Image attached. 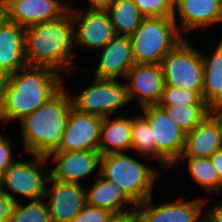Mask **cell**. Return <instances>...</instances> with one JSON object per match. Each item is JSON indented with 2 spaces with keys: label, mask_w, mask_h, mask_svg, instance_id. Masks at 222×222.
Returning a JSON list of instances; mask_svg holds the SVG:
<instances>
[{
  "label": "cell",
  "mask_w": 222,
  "mask_h": 222,
  "mask_svg": "<svg viewBox=\"0 0 222 222\" xmlns=\"http://www.w3.org/2000/svg\"><path fill=\"white\" fill-rule=\"evenodd\" d=\"M32 156L35 160L29 162L15 161L0 176V191L10 195L16 201L18 200L14 196L17 194L29 198L30 201L44 198L50 171L44 175L40 165L45 163L48 158L42 155ZM14 193L16 194L14 195Z\"/></svg>",
  "instance_id": "obj_9"
},
{
  "label": "cell",
  "mask_w": 222,
  "mask_h": 222,
  "mask_svg": "<svg viewBox=\"0 0 222 222\" xmlns=\"http://www.w3.org/2000/svg\"><path fill=\"white\" fill-rule=\"evenodd\" d=\"M98 170L97 181L89 190L85 189L86 204L108 210L113 214L126 212V209L123 210L124 204H132L134 208L137 206L117 183L106 179L100 173V166Z\"/></svg>",
  "instance_id": "obj_21"
},
{
  "label": "cell",
  "mask_w": 222,
  "mask_h": 222,
  "mask_svg": "<svg viewBox=\"0 0 222 222\" xmlns=\"http://www.w3.org/2000/svg\"><path fill=\"white\" fill-rule=\"evenodd\" d=\"M151 199L152 197L135 207L141 222H203L202 210L207 199L178 198L159 206L150 204Z\"/></svg>",
  "instance_id": "obj_13"
},
{
  "label": "cell",
  "mask_w": 222,
  "mask_h": 222,
  "mask_svg": "<svg viewBox=\"0 0 222 222\" xmlns=\"http://www.w3.org/2000/svg\"><path fill=\"white\" fill-rule=\"evenodd\" d=\"M103 118L78 111L73 106L62 140L55 151L98 150Z\"/></svg>",
  "instance_id": "obj_11"
},
{
  "label": "cell",
  "mask_w": 222,
  "mask_h": 222,
  "mask_svg": "<svg viewBox=\"0 0 222 222\" xmlns=\"http://www.w3.org/2000/svg\"><path fill=\"white\" fill-rule=\"evenodd\" d=\"M62 83L61 75L46 66L26 65L0 79V120H22L55 95Z\"/></svg>",
  "instance_id": "obj_1"
},
{
  "label": "cell",
  "mask_w": 222,
  "mask_h": 222,
  "mask_svg": "<svg viewBox=\"0 0 222 222\" xmlns=\"http://www.w3.org/2000/svg\"><path fill=\"white\" fill-rule=\"evenodd\" d=\"M132 140L131 149L136 150L142 156H154V141L148 120L140 115L132 118Z\"/></svg>",
  "instance_id": "obj_27"
},
{
  "label": "cell",
  "mask_w": 222,
  "mask_h": 222,
  "mask_svg": "<svg viewBox=\"0 0 222 222\" xmlns=\"http://www.w3.org/2000/svg\"><path fill=\"white\" fill-rule=\"evenodd\" d=\"M71 100L73 107L78 111L102 118L111 117L118 109L129 103L126 83L97 77L90 86Z\"/></svg>",
  "instance_id": "obj_8"
},
{
  "label": "cell",
  "mask_w": 222,
  "mask_h": 222,
  "mask_svg": "<svg viewBox=\"0 0 222 222\" xmlns=\"http://www.w3.org/2000/svg\"><path fill=\"white\" fill-rule=\"evenodd\" d=\"M189 104H206L202 98V91H191L188 89L165 85L158 106H179Z\"/></svg>",
  "instance_id": "obj_29"
},
{
  "label": "cell",
  "mask_w": 222,
  "mask_h": 222,
  "mask_svg": "<svg viewBox=\"0 0 222 222\" xmlns=\"http://www.w3.org/2000/svg\"><path fill=\"white\" fill-rule=\"evenodd\" d=\"M209 114L215 119L218 123L219 128L222 132V104L214 105L209 108Z\"/></svg>",
  "instance_id": "obj_38"
},
{
  "label": "cell",
  "mask_w": 222,
  "mask_h": 222,
  "mask_svg": "<svg viewBox=\"0 0 222 222\" xmlns=\"http://www.w3.org/2000/svg\"><path fill=\"white\" fill-rule=\"evenodd\" d=\"M129 103L139 96L140 107L157 105L162 95L164 78L160 64L135 63L126 76Z\"/></svg>",
  "instance_id": "obj_16"
},
{
  "label": "cell",
  "mask_w": 222,
  "mask_h": 222,
  "mask_svg": "<svg viewBox=\"0 0 222 222\" xmlns=\"http://www.w3.org/2000/svg\"><path fill=\"white\" fill-rule=\"evenodd\" d=\"M141 109L148 120L154 141V158L163 165H174L183 153L186 132L158 105H149Z\"/></svg>",
  "instance_id": "obj_7"
},
{
  "label": "cell",
  "mask_w": 222,
  "mask_h": 222,
  "mask_svg": "<svg viewBox=\"0 0 222 222\" xmlns=\"http://www.w3.org/2000/svg\"><path fill=\"white\" fill-rule=\"evenodd\" d=\"M69 7L59 0H3L0 13L7 20L27 29L60 18Z\"/></svg>",
  "instance_id": "obj_10"
},
{
  "label": "cell",
  "mask_w": 222,
  "mask_h": 222,
  "mask_svg": "<svg viewBox=\"0 0 222 222\" xmlns=\"http://www.w3.org/2000/svg\"><path fill=\"white\" fill-rule=\"evenodd\" d=\"M10 138L7 140L0 134V176L10 167L15 161L12 159V147Z\"/></svg>",
  "instance_id": "obj_32"
},
{
  "label": "cell",
  "mask_w": 222,
  "mask_h": 222,
  "mask_svg": "<svg viewBox=\"0 0 222 222\" xmlns=\"http://www.w3.org/2000/svg\"><path fill=\"white\" fill-rule=\"evenodd\" d=\"M203 222H222V200L215 203L207 212H204Z\"/></svg>",
  "instance_id": "obj_35"
},
{
  "label": "cell",
  "mask_w": 222,
  "mask_h": 222,
  "mask_svg": "<svg viewBox=\"0 0 222 222\" xmlns=\"http://www.w3.org/2000/svg\"><path fill=\"white\" fill-rule=\"evenodd\" d=\"M188 160L187 167L190 172V176L201 187L205 188L207 192H220L222 189V182L219 179L218 173L210 158L204 157H179L174 163L180 162V160Z\"/></svg>",
  "instance_id": "obj_25"
},
{
  "label": "cell",
  "mask_w": 222,
  "mask_h": 222,
  "mask_svg": "<svg viewBox=\"0 0 222 222\" xmlns=\"http://www.w3.org/2000/svg\"><path fill=\"white\" fill-rule=\"evenodd\" d=\"M102 49L95 77L116 80L126 78L129 69L135 64L130 37L116 35Z\"/></svg>",
  "instance_id": "obj_19"
},
{
  "label": "cell",
  "mask_w": 222,
  "mask_h": 222,
  "mask_svg": "<svg viewBox=\"0 0 222 222\" xmlns=\"http://www.w3.org/2000/svg\"><path fill=\"white\" fill-rule=\"evenodd\" d=\"M99 150L53 151L47 158H53L56 167L50 169V177L63 182L79 184L80 180L101 165Z\"/></svg>",
  "instance_id": "obj_14"
},
{
  "label": "cell",
  "mask_w": 222,
  "mask_h": 222,
  "mask_svg": "<svg viewBox=\"0 0 222 222\" xmlns=\"http://www.w3.org/2000/svg\"><path fill=\"white\" fill-rule=\"evenodd\" d=\"M221 148L222 132L215 119L208 114L198 126L186 133L185 146L180 157L211 158Z\"/></svg>",
  "instance_id": "obj_20"
},
{
  "label": "cell",
  "mask_w": 222,
  "mask_h": 222,
  "mask_svg": "<svg viewBox=\"0 0 222 222\" xmlns=\"http://www.w3.org/2000/svg\"><path fill=\"white\" fill-rule=\"evenodd\" d=\"M217 45L211 56L201 53L203 59L202 98L209 107L222 104V38Z\"/></svg>",
  "instance_id": "obj_23"
},
{
  "label": "cell",
  "mask_w": 222,
  "mask_h": 222,
  "mask_svg": "<svg viewBox=\"0 0 222 222\" xmlns=\"http://www.w3.org/2000/svg\"><path fill=\"white\" fill-rule=\"evenodd\" d=\"M100 173L117 183L136 204L152 197V189L159 175L157 170L146 166L127 152L102 155Z\"/></svg>",
  "instance_id": "obj_5"
},
{
  "label": "cell",
  "mask_w": 222,
  "mask_h": 222,
  "mask_svg": "<svg viewBox=\"0 0 222 222\" xmlns=\"http://www.w3.org/2000/svg\"><path fill=\"white\" fill-rule=\"evenodd\" d=\"M211 161L218 173L219 179L222 182V148L217 150L212 156Z\"/></svg>",
  "instance_id": "obj_37"
},
{
  "label": "cell",
  "mask_w": 222,
  "mask_h": 222,
  "mask_svg": "<svg viewBox=\"0 0 222 222\" xmlns=\"http://www.w3.org/2000/svg\"><path fill=\"white\" fill-rule=\"evenodd\" d=\"M131 209H133L131 212L128 210L126 212L112 214L108 222H141L136 208Z\"/></svg>",
  "instance_id": "obj_34"
},
{
  "label": "cell",
  "mask_w": 222,
  "mask_h": 222,
  "mask_svg": "<svg viewBox=\"0 0 222 222\" xmlns=\"http://www.w3.org/2000/svg\"><path fill=\"white\" fill-rule=\"evenodd\" d=\"M43 199L31 200L25 206L17 201L10 222H52L47 203Z\"/></svg>",
  "instance_id": "obj_28"
},
{
  "label": "cell",
  "mask_w": 222,
  "mask_h": 222,
  "mask_svg": "<svg viewBox=\"0 0 222 222\" xmlns=\"http://www.w3.org/2000/svg\"><path fill=\"white\" fill-rule=\"evenodd\" d=\"M112 214L108 210L85 204L71 222H108Z\"/></svg>",
  "instance_id": "obj_31"
},
{
  "label": "cell",
  "mask_w": 222,
  "mask_h": 222,
  "mask_svg": "<svg viewBox=\"0 0 222 222\" xmlns=\"http://www.w3.org/2000/svg\"><path fill=\"white\" fill-rule=\"evenodd\" d=\"M17 201L0 191V222H10Z\"/></svg>",
  "instance_id": "obj_33"
},
{
  "label": "cell",
  "mask_w": 222,
  "mask_h": 222,
  "mask_svg": "<svg viewBox=\"0 0 222 222\" xmlns=\"http://www.w3.org/2000/svg\"><path fill=\"white\" fill-rule=\"evenodd\" d=\"M177 20L148 17L130 36L134 63L160 64L163 57L182 39Z\"/></svg>",
  "instance_id": "obj_4"
},
{
  "label": "cell",
  "mask_w": 222,
  "mask_h": 222,
  "mask_svg": "<svg viewBox=\"0 0 222 222\" xmlns=\"http://www.w3.org/2000/svg\"><path fill=\"white\" fill-rule=\"evenodd\" d=\"M25 31L0 13V79L12 75L27 65Z\"/></svg>",
  "instance_id": "obj_17"
},
{
  "label": "cell",
  "mask_w": 222,
  "mask_h": 222,
  "mask_svg": "<svg viewBox=\"0 0 222 222\" xmlns=\"http://www.w3.org/2000/svg\"><path fill=\"white\" fill-rule=\"evenodd\" d=\"M64 86L32 114L20 120L25 151L48 156L62 140L73 106Z\"/></svg>",
  "instance_id": "obj_3"
},
{
  "label": "cell",
  "mask_w": 222,
  "mask_h": 222,
  "mask_svg": "<svg viewBox=\"0 0 222 222\" xmlns=\"http://www.w3.org/2000/svg\"><path fill=\"white\" fill-rule=\"evenodd\" d=\"M74 25V44L92 49L104 47L115 36L107 11L86 10L76 12L69 7Z\"/></svg>",
  "instance_id": "obj_12"
},
{
  "label": "cell",
  "mask_w": 222,
  "mask_h": 222,
  "mask_svg": "<svg viewBox=\"0 0 222 222\" xmlns=\"http://www.w3.org/2000/svg\"><path fill=\"white\" fill-rule=\"evenodd\" d=\"M186 133L191 132L209 114L207 104L159 106Z\"/></svg>",
  "instance_id": "obj_26"
},
{
  "label": "cell",
  "mask_w": 222,
  "mask_h": 222,
  "mask_svg": "<svg viewBox=\"0 0 222 222\" xmlns=\"http://www.w3.org/2000/svg\"><path fill=\"white\" fill-rule=\"evenodd\" d=\"M44 199L52 222H71L86 204L82 185L63 183L49 177Z\"/></svg>",
  "instance_id": "obj_15"
},
{
  "label": "cell",
  "mask_w": 222,
  "mask_h": 222,
  "mask_svg": "<svg viewBox=\"0 0 222 222\" xmlns=\"http://www.w3.org/2000/svg\"><path fill=\"white\" fill-rule=\"evenodd\" d=\"M74 25L70 9L60 18L38 23L25 31V59L30 66L56 71L74 67Z\"/></svg>",
  "instance_id": "obj_2"
},
{
  "label": "cell",
  "mask_w": 222,
  "mask_h": 222,
  "mask_svg": "<svg viewBox=\"0 0 222 222\" xmlns=\"http://www.w3.org/2000/svg\"><path fill=\"white\" fill-rule=\"evenodd\" d=\"M89 6L87 10L107 11L115 0H88Z\"/></svg>",
  "instance_id": "obj_36"
},
{
  "label": "cell",
  "mask_w": 222,
  "mask_h": 222,
  "mask_svg": "<svg viewBox=\"0 0 222 222\" xmlns=\"http://www.w3.org/2000/svg\"><path fill=\"white\" fill-rule=\"evenodd\" d=\"M177 11V12H176ZM174 20L179 13L181 35L190 30L222 22V0H174Z\"/></svg>",
  "instance_id": "obj_18"
},
{
  "label": "cell",
  "mask_w": 222,
  "mask_h": 222,
  "mask_svg": "<svg viewBox=\"0 0 222 222\" xmlns=\"http://www.w3.org/2000/svg\"><path fill=\"white\" fill-rule=\"evenodd\" d=\"M182 39L161 60L164 84L203 91V59L201 52Z\"/></svg>",
  "instance_id": "obj_6"
},
{
  "label": "cell",
  "mask_w": 222,
  "mask_h": 222,
  "mask_svg": "<svg viewBox=\"0 0 222 222\" xmlns=\"http://www.w3.org/2000/svg\"><path fill=\"white\" fill-rule=\"evenodd\" d=\"M132 118L118 117L110 119L104 117L101 130L98 150L101 155L126 152L131 149L132 140Z\"/></svg>",
  "instance_id": "obj_22"
},
{
  "label": "cell",
  "mask_w": 222,
  "mask_h": 222,
  "mask_svg": "<svg viewBox=\"0 0 222 222\" xmlns=\"http://www.w3.org/2000/svg\"><path fill=\"white\" fill-rule=\"evenodd\" d=\"M133 2L145 18L174 15V0H133Z\"/></svg>",
  "instance_id": "obj_30"
},
{
  "label": "cell",
  "mask_w": 222,
  "mask_h": 222,
  "mask_svg": "<svg viewBox=\"0 0 222 222\" xmlns=\"http://www.w3.org/2000/svg\"><path fill=\"white\" fill-rule=\"evenodd\" d=\"M117 36H131L145 18L133 0H115L107 10Z\"/></svg>",
  "instance_id": "obj_24"
}]
</instances>
